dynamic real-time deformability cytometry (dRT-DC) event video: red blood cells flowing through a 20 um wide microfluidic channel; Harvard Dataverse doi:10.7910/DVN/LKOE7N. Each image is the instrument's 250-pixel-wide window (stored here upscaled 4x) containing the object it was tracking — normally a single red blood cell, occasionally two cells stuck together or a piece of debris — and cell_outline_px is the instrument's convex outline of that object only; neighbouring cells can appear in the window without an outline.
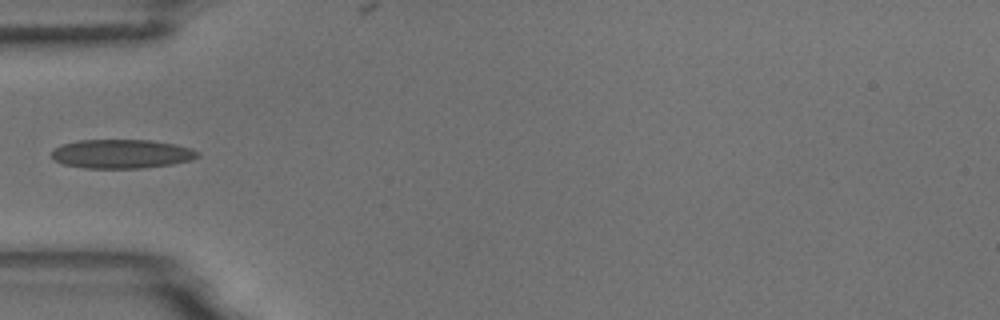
{"species": "common noctule bat (a hibernating species)", "species_latin": "Nyctalus noctula", "temperature_condition": "room temperature", "stored_images_in_passage": 7, "camera_frame_rate_fps": 3000, "um_per_image_px": 0.085, "animal": {"sex": "male", "body_mass_g": 18.8}, "frame": {"image": 1, "passage_image": 5, "time_ms": 1.333, "image_size_px": [1000, 320], "cell_outline_px": [[200, 156], [192, 160], [172, 164], [144, 168], [84, 168], [64, 164], [52, 160], [52, 152], [56, 148], [64, 144], [80, 140], [152, 140], [176, 144], [192, 148], [200, 152]], "centroid_in_image_um": [10.39, 13.08], "position_along_channel_um": 74.6, "area_um2": 24.8}}